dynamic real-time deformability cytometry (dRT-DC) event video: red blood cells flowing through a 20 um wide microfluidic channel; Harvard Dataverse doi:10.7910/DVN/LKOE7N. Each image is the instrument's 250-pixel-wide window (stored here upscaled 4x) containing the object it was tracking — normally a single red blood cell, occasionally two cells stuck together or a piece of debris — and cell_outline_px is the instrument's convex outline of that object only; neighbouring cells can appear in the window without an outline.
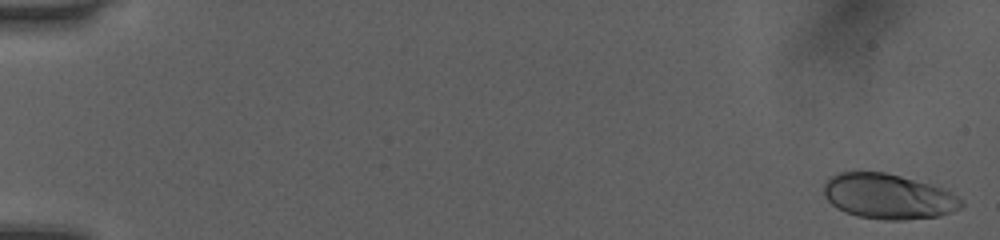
{"species": "human", "species_latin": "Homo sapiens", "temperature_condition": "room temperature", "stored_images_in_passage": 17, "camera_frame_rate_fps": 3000, "um_per_image_px": 0.085, "donor": {"sex": "female"}, "frame": {"image": 1, "passage_image": 1, "time_ms": 0.0, "image_size_px": [1000, 240], "cell_outline_px": [[964, 204], [960, 208], [952, 212], [940, 216], [904, 220], [884, 220], [856, 216], [844, 212], [836, 208], [824, 196], [824, 184], [828, 176], [840, 172], [884, 172], [932, 184], [944, 188], [952, 192], [964, 200]], "centroid_in_image_um": [75.52, 16.7], "position_along_channel_um": 9.5, "area_um2": 36.65}}
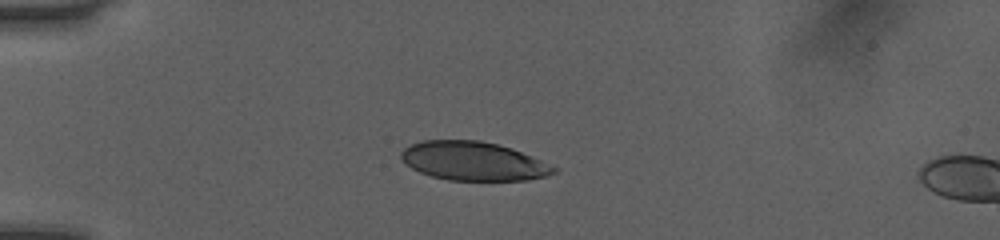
{"frame": {"image": 2, "passage_image": 14, "time_ms": 4.333, "image_size_px": [1000, 240], "cell_outline_px": [[556, 172], [544, 176], [528, 180], [448, 180], [432, 176], [420, 172], [412, 168], [400, 156], [400, 152], [404, 148], [412, 144], [424, 140], [480, 140], [512, 148], [540, 160], [556, 168]], "centroid_in_image_um": [40.21, 13.69], "position_along_channel_um": 44.8, "area_um2": 34.1}}